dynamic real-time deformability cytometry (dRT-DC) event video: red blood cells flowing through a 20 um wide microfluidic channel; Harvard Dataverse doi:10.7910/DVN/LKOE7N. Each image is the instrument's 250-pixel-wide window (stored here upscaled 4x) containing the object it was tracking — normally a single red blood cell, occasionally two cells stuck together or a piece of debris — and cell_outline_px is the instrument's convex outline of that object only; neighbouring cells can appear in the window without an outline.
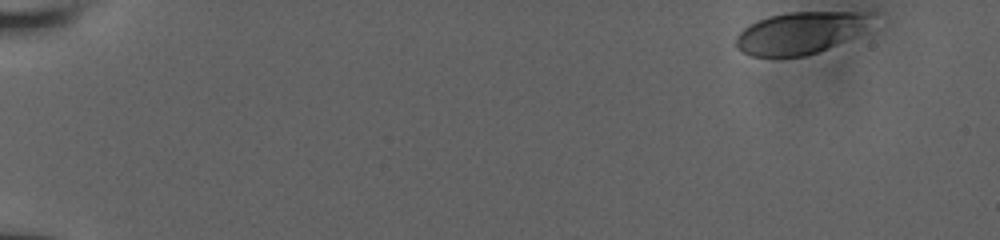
{"species": "human", "species_latin": "Homo sapiens", "temperature_condition": "room temperature", "stored_images_in_passage": 14, "camera_frame_rate_fps": 3000, "um_per_image_px": 0.085, "donor": {"sex": "male"}, "frame": {"image": 1, "passage_image": 1, "time_ms": 0.0, "image_size_px": [1000, 240], "cell_outline_px": [[864, 16], [852, 36], [836, 44], [816, 52], [804, 56], [752, 56], [736, 48], [736, 36], [748, 24], [756, 20], [768, 16], [788, 12], [852, 12]], "centroid_in_image_um": [67.71, 2.82], "position_along_channel_um": 17.3, "area_um2": 31.33}}